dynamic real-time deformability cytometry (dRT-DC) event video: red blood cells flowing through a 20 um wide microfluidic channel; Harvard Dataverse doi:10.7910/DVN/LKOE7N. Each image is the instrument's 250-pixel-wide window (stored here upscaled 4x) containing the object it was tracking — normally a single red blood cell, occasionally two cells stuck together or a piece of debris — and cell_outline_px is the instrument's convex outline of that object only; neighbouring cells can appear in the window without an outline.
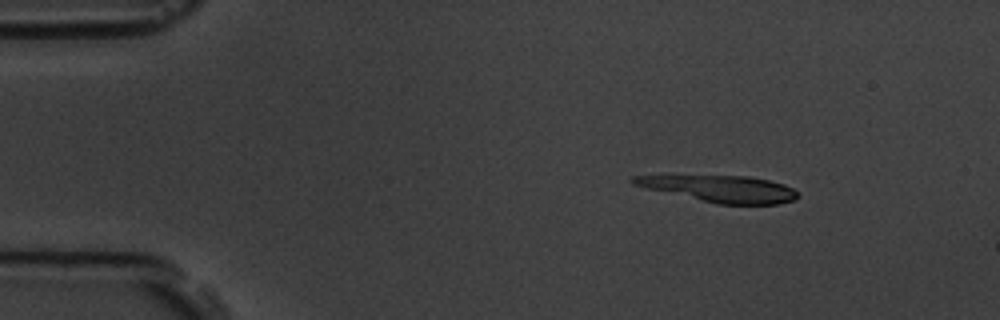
{"species": "common noctule bat (a hibernating species)", "species_latin": "Nyctalus noctula", "temperature_condition": "room temperature", "stored_images_in_passage": 7, "camera_frame_rate_fps": 3000, "um_per_image_px": 0.085, "animal": {"sex": "male", "body_mass_g": 19.5, "forearm_length_mm": 54.6}, "frame": {"image": 1, "passage_image": 2, "time_ms": 1.0, "image_size_px": [1000, 320], "cell_outline_px": [[800, 196], [796, 200], [780, 204], [716, 204], [648, 188], [632, 184], [628, 180], [632, 176], [748, 176], [768, 180], [784, 184], [800, 192]], "centroid_in_image_um": [61.31, 16.05], "position_along_channel_um": 23.7, "area_um2": 25.32}}
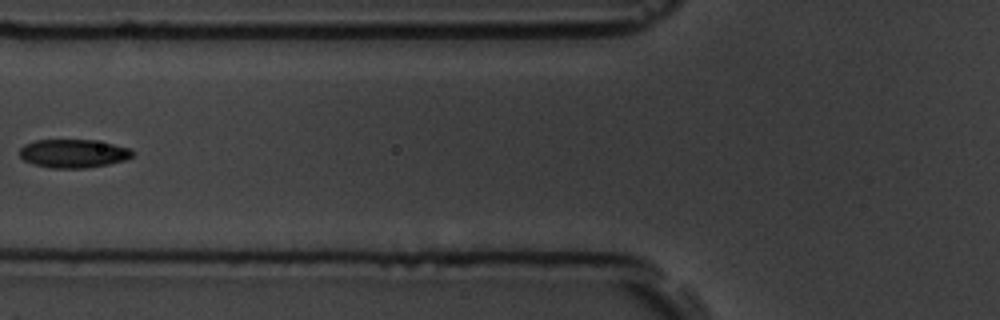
{"frame": {"image": 2, "passage_image": 6, "time_ms": 5.667, "image_size_px": [1000, 320], "cell_outline_px": [[136, 152], [132, 156], [124, 160], [108, 164], [84, 168], [52, 168], [32, 164], [24, 160], [20, 156], [20, 148], [24, 144], [36, 140], [92, 140], [132, 148]], "centroid_in_image_um": [6.24, 13.04], "position_along_channel_um": 119.6, "area_um2": 18.73}}
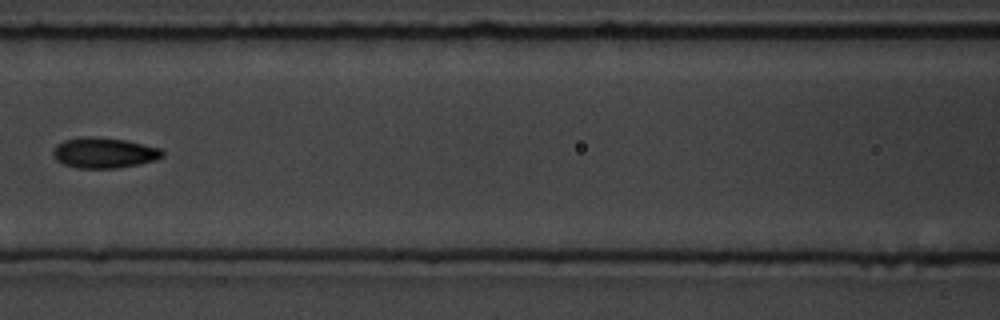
{"frame": {"image": 3, "passage_image": 7, "time_ms": 6.667, "image_size_px": [1000, 320], "cell_outline_px": [[164, 156], [156, 160], [140, 164], [116, 168], [76, 168], [64, 164], [56, 160], [52, 152], [56, 144], [64, 140], [84, 136], [88, 136], [124, 140], [160, 148], [164, 152]], "centroid_in_image_um": [8.83, 12.99], "position_along_channel_um": 157.8, "area_um2": 19.42}}